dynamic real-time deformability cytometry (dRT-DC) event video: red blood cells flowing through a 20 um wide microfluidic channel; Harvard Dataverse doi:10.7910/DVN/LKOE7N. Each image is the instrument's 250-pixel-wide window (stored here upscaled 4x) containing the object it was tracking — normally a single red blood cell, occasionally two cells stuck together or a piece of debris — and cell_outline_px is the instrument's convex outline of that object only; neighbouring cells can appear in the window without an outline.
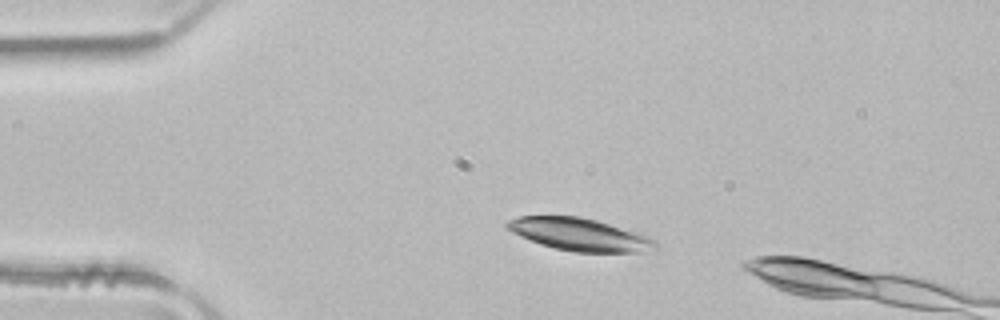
{"species": "common noctule bat (a hibernating species)", "species_latin": "Nyctalus noctula", "temperature_condition": "room temperature", "stored_images_in_passage": 4, "camera_frame_rate_fps": 3000, "um_per_image_px": 0.085, "animal": {"sex": "male", "body_mass_g": 21.5, "forearm_length_mm": 52.0}, "frame": {"image": 1, "passage_image": 1, "time_ms": 0.0, "image_size_px": [1000, 320], "cell_outline_px": [[656, 244], [636, 252], [576, 252], [556, 248], [540, 244], [520, 236], [512, 232], [504, 224], [508, 220], [520, 216], [580, 216], [596, 220], [640, 232], [656, 240]], "centroid_in_image_um": [49.22, 19.91], "position_along_channel_um": 35.8, "area_um2": 27.74}}
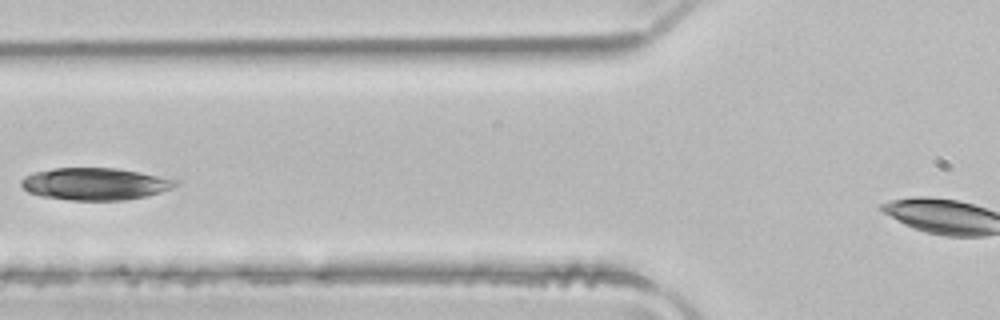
{"frame": {"image": 2, "passage_image": 3, "time_ms": 0.667, "image_size_px": [1000, 320], "cell_outline_px": [[176, 184], [172, 188], [148, 196], [124, 200], [72, 200], [40, 196], [28, 192], [20, 184], [20, 180], [24, 176], [32, 172], [52, 168], [116, 168], [140, 172], [176, 180]], "centroid_in_image_um": [8.02, 15.63], "position_along_channel_um": 117.8, "area_um2": 28.9}}